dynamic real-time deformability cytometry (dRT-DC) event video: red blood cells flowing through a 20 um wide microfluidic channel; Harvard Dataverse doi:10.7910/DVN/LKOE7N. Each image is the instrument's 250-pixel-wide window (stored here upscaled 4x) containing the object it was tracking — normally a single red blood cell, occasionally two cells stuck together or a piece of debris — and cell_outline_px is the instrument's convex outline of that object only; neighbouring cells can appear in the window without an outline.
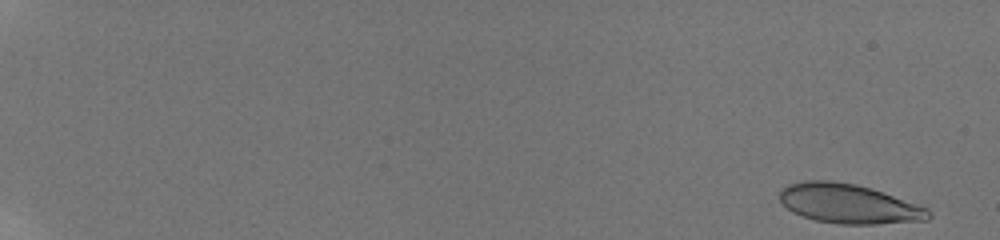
{"species": "human", "species_latin": "Homo sapiens", "temperature_condition": "room temperature", "stored_images_in_passage": 57, "camera_frame_rate_fps": 3000, "um_per_image_px": 0.085, "donor": {"sex": "male"}, "frame": {"image": 1, "passage_image": 2, "time_ms": 0.333, "image_size_px": [1000, 240], "cell_outline_px": [[932, 216], [928, 220], [876, 224], [840, 224], [816, 220], [792, 212], [780, 200], [780, 192], [788, 184], [804, 180], [832, 180], [856, 184], [872, 188], [928, 208], [932, 212]], "centroid_in_image_um": [72.18, 17.31], "position_along_channel_um": 12.8, "area_um2": 34.22}}
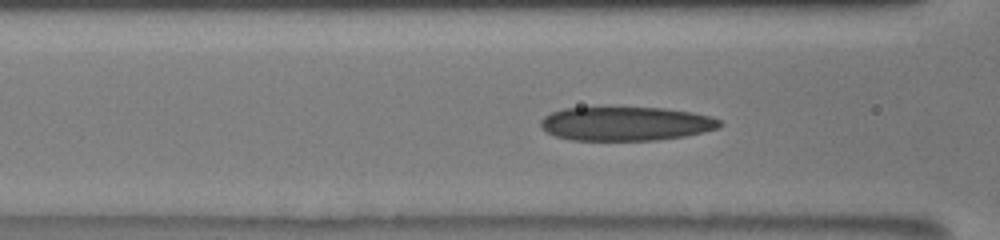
{"frame": {"image": 2, "passage_image": 21, "time_ms": 8.667, "image_size_px": [1000, 240], "cell_outline_px": [[724, 124], [720, 128], [704, 132], [684, 136], [656, 140], [572, 140], [556, 136], [540, 128], [540, 120], [544, 116], [552, 112], [564, 108], [664, 108], [692, 112], [712, 116], [720, 120]], "centroid_in_image_um": [53.23, 10.52], "position_along_channel_um": 113.4, "area_um2": 35.49}}
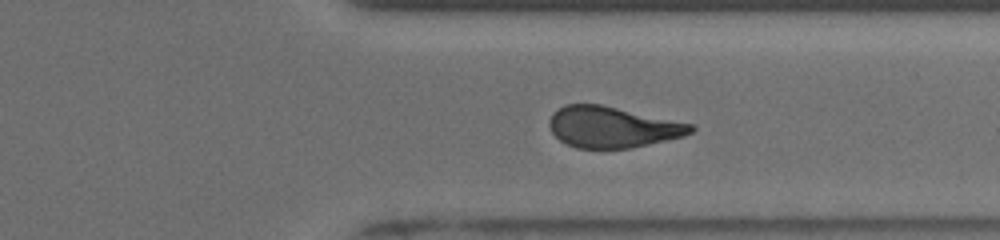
{"frame": {"image": 3, "passage_image": 47, "time_ms": 15.0, "image_size_px": [1000, 240], "cell_outline_px": [[696, 128], [692, 132], [684, 136], [648, 144], [628, 148], [576, 148], [560, 140], [552, 132], [548, 124], [548, 120], [552, 112], [564, 104], [600, 104], [696, 124]], "centroid_in_image_um": [52.06, 10.79], "position_along_channel_um": 359.3, "area_um2": 33.99}, "authors_computed_cell_mechanics": {"area_um2": 34.7956, "velocity_mm_per_s": 3.8871, "shape_relaxation_time_tau1_ms": 4.8715, "shape_relaxation_time_tau2_ms": 1.406, "deformation_change_tau1": 0.1749, "deformation_change_tau2": 0.0981}}